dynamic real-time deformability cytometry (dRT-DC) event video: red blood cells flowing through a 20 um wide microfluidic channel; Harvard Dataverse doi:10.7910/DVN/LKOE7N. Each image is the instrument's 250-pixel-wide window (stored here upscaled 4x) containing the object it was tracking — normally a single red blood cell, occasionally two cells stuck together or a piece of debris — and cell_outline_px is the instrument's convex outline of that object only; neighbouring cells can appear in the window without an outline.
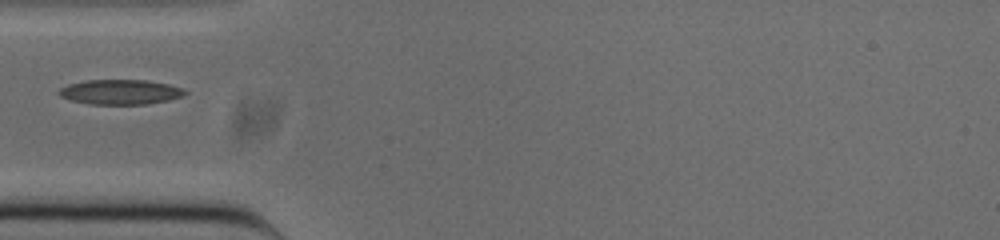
{"species": "common noctule bat (a hibernating species)", "species_latin": "Nyctalus noctula", "temperature_condition": "cold", "stored_images_in_passage": 37, "camera_frame_rate_fps": 3000, "um_per_image_px": 0.085, "animal": {"sex": "male", "body_mass_g": 20.0, "forearm_length_mm": 53.3}, "frame": {"image": 1, "passage_image": 1, "time_ms": 0.0, "image_size_px": [1000, 240], "cell_outline_px": [[188, 92], [184, 96], [168, 100], [148, 104], [88, 104], [68, 100], [60, 96], [56, 92], [60, 88], [68, 84], [88, 80], [144, 80], [168, 84], [184, 88]], "centroid_in_image_um": [10.22, 7.82], "position_along_channel_um": 74.8, "area_um2": 18.44}}
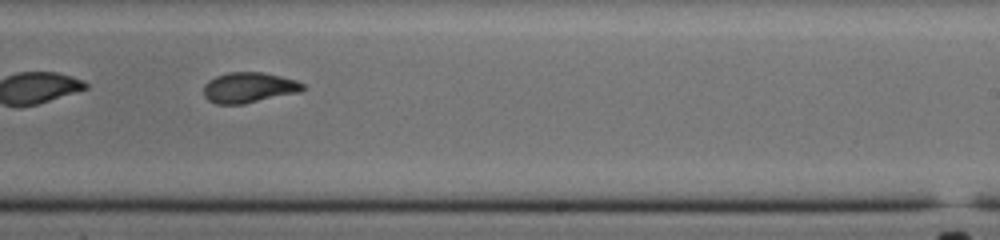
{"frame": {"image": 2, "passage_image": 16, "time_ms": 5.0, "image_size_px": [1000, 240], "cell_outline_px": [[304, 88], [300, 92], [244, 104], [216, 104], [208, 100], [204, 96], [204, 84], [208, 80], [216, 76], [228, 72], [264, 72], [296, 80], [304, 84]], "centroid_in_image_um": [21.14, 7.44], "position_along_channel_um": 267.9, "area_um2": 17.69}}